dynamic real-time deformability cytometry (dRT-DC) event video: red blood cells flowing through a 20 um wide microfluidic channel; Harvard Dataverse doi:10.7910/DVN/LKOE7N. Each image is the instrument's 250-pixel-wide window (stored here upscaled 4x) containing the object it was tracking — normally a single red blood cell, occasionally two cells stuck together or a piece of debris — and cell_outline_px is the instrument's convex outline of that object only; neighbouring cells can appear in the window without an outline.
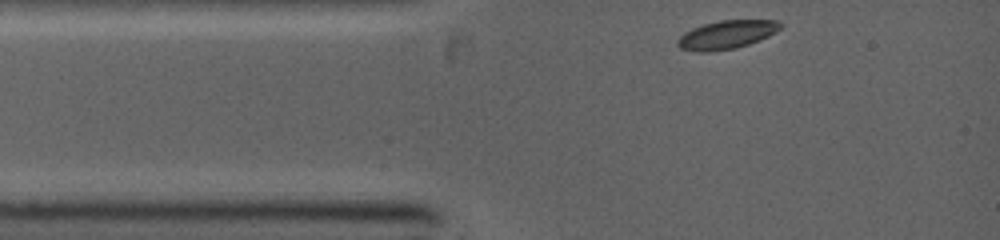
{"species": "common noctule bat (a hibernating species)", "species_latin": "Nyctalus noctula", "temperature_condition": "warm", "stored_images_in_passage": 6, "camera_frame_rate_fps": 5000, "um_per_image_px": 0.085, "animal": {"sex": "female", "body_mass_g": 19.0, "forearm_length_mm": 53.3}, "frame": {"image": 1, "passage_image": 1, "time_ms": 0.0, "image_size_px": [1000, 240], "cell_outline_px": [[784, 24], [776, 32], [760, 40], [736, 48], [708, 52], [696, 52], [680, 48], [676, 44], [676, 40], [684, 32], [692, 28], [704, 24], [720, 20], [776, 20]], "centroid_in_image_um": [61.75, 2.95], "position_along_channel_um": 23.3, "area_um2": 17.17}}
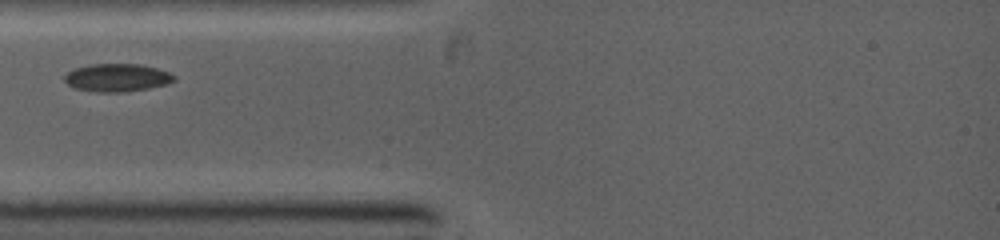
{"frame": {"image": 2, "passage_image": 4, "time_ms": 1.6, "image_size_px": [1000, 240], "cell_outline_px": [[176, 80], [164, 84], [148, 88], [124, 92], [96, 92], [76, 88], [68, 84], [64, 80], [64, 76], [68, 72], [76, 68], [88, 64], [140, 64], [156, 68], [168, 72], [176, 76]], "centroid_in_image_um": [9.94, 6.59], "position_along_channel_um": 75.1, "area_um2": 17.69}}
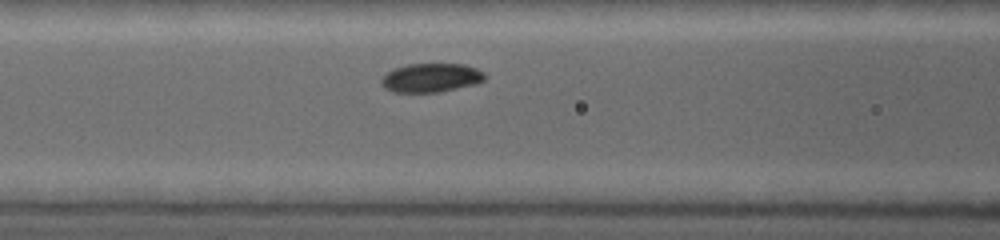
{"frame": {"image": 3, "passage_image": 6, "time_ms": 2.8, "image_size_px": [1000, 240], "cell_outline_px": [[488, 76], [484, 80], [476, 84], [440, 92], [392, 92], [384, 88], [380, 84], [380, 80], [388, 72], [396, 68], [408, 64], [464, 64], [476, 68], [484, 72]], "centroid_in_image_um": [36.66, 6.61], "position_along_channel_um": 129.9, "area_um2": 17.51}}